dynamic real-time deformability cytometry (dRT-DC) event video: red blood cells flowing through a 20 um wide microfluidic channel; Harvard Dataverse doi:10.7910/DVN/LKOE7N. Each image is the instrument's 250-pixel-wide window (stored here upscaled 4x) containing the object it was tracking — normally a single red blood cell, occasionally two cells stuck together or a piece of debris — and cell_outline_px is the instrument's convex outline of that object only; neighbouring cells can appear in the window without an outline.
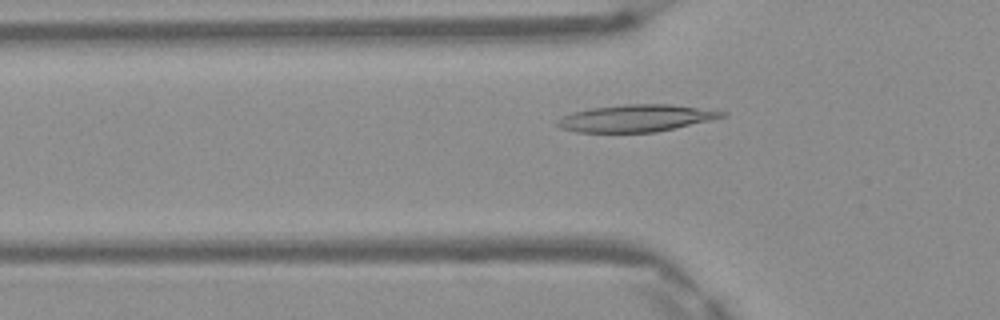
{"species": "Egyptian fruit bat (a non-hibernating species)", "species_latin": "Rousettus aegyptiacus", "temperature_condition": "warm", "stored_images_in_passage": 44, "camera_frame_rate_fps": 3000, "um_per_image_px": 0.085, "frame": {"image": 1, "passage_image": 11, "time_ms": 3.333, "image_size_px": [1000, 320], "cell_outline_px": [[728, 116], [712, 120], [656, 132], [576, 132], [560, 128], [556, 124], [556, 120], [572, 112], [592, 108], [628, 104], [668, 104], [728, 112]], "centroid_in_image_um": [54.07, 10.05], "position_along_channel_um": 71.7, "area_um2": 25.84}}
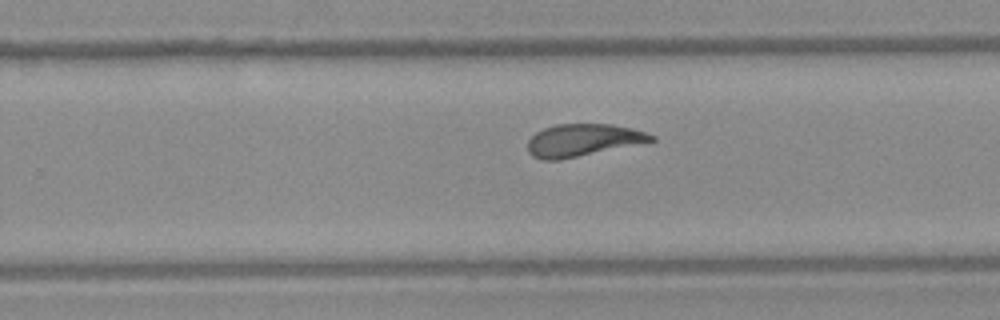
{"frame": {"image": 2, "passage_image": 26, "time_ms": 8.333, "image_size_px": [1000, 320], "cell_outline_px": [[656, 140], [560, 160], [544, 160], [532, 156], [528, 152], [528, 140], [536, 132], [544, 128], [556, 124], [612, 124], [632, 128], [656, 136]], "centroid_in_image_um": [49.52, 11.91], "position_along_channel_um": 280.3, "area_um2": 23.12}}
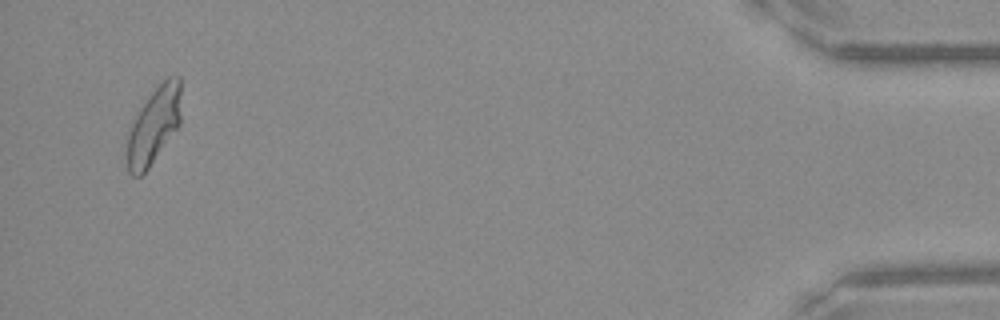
{"frame": {"image": 3, "passage_image": 42, "time_ms": 13.667, "image_size_px": [1000, 320], "cell_outline_px": [[180, 124], [148, 168], [140, 176], [132, 176], [128, 172], [128, 136], [132, 124], [140, 108], [152, 92], [168, 76], [180, 76]], "centroid_in_image_um": [13.1, 10.66], "position_along_channel_um": 422.1, "area_um2": 23.47}, "authors_computed_cell_mechanics": {"area_um2": 24.3338, "velocity_mm_per_s": 4.1565, "shape_relaxation_time_tau1_ms": 4.417, "shape_relaxation_time_tau2_ms": 1.5005, "deformation_change_tau1": 0.165, "deformation_change_tau2": 0.0761}}